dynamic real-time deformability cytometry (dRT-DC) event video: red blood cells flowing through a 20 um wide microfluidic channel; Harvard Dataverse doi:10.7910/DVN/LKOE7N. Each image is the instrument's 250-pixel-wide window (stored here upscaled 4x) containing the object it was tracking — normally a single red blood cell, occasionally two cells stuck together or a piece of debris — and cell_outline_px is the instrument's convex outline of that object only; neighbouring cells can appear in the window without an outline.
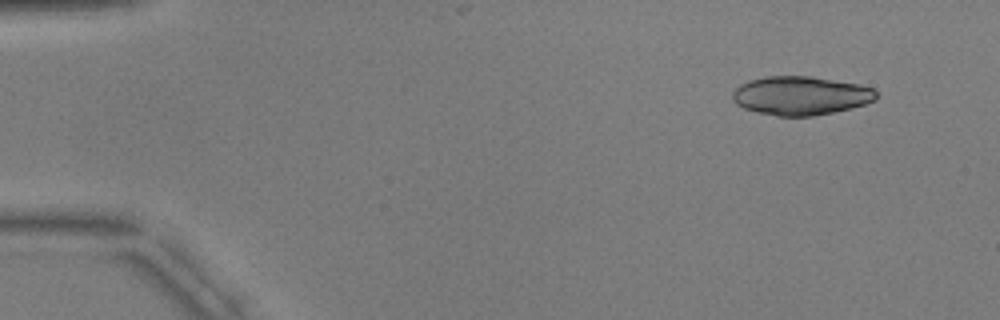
{"species": "common noctule bat (a hibernating species)", "species_latin": "Nyctalus noctula", "temperature_condition": "warm", "stored_images_in_passage": 4, "camera_frame_rate_fps": 3000, "um_per_image_px": 0.085, "animal": {"sex": "male", "body_mass_g": 17.9, "forearm_length_mm": 54.2}, "frame": {"image": 1, "passage_image": 1, "time_ms": 0.0, "image_size_px": [1000, 320], "cell_outline_px": [[876, 100], [852, 108], [812, 116], [776, 116], [756, 112], [744, 108], [736, 104], [732, 100], [732, 92], [740, 84], [748, 80], [764, 76], [812, 76], [856, 84], [872, 88], [876, 92]], "centroid_in_image_um": [68.01, 8.13], "position_along_channel_um": 17.0, "area_um2": 32.48}}
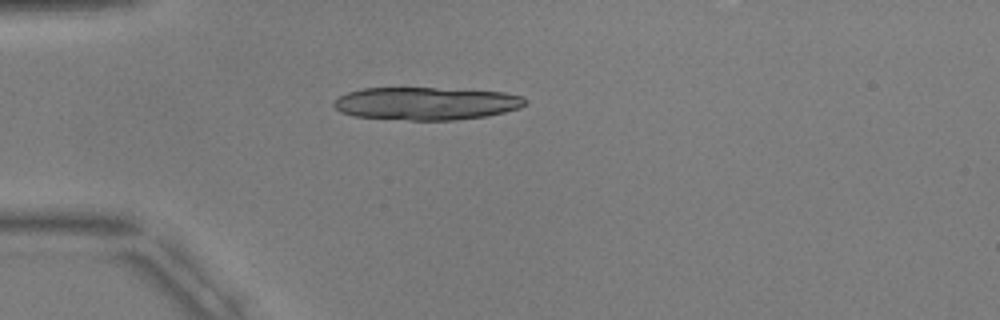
{"frame": {"image": 2, "passage_image": 4, "time_ms": 3.333, "image_size_px": [1000, 320], "cell_outline_px": [[528, 100], [520, 108], [488, 116], [456, 120], [408, 120], [352, 116], [340, 112], [332, 104], [340, 96], [348, 92], [364, 88], [436, 88], [504, 92], [524, 96]], "centroid_in_image_um": [36.24, 8.8], "position_along_channel_um": 48.8, "area_um2": 36.65}}